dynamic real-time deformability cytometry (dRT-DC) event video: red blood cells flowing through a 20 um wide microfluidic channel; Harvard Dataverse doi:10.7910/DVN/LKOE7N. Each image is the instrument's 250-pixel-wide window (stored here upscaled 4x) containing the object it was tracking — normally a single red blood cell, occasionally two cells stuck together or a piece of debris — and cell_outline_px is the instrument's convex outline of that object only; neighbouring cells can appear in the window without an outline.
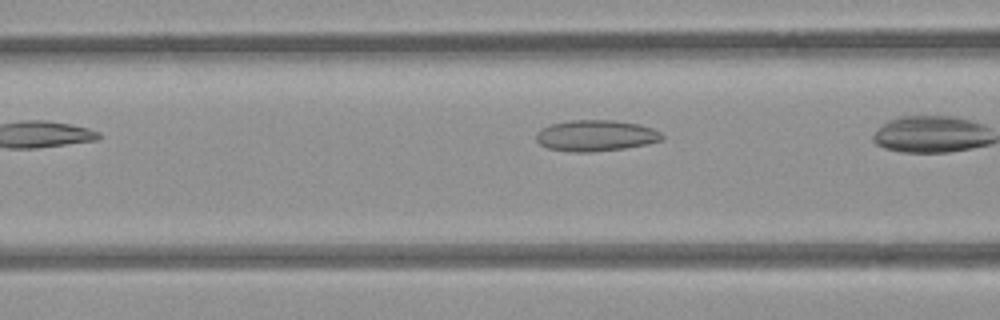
{"species": "common noctule bat (a hibernating species)", "species_latin": "Nyctalus noctula", "temperature_condition": "room temperature", "stored_images_in_passage": 9, "camera_frame_rate_fps": 3000, "um_per_image_px": 0.085, "animal": {"sex": "female", "body_mass_g": 21.9}, "frame": {"image": 1, "passage_image": 7, "time_ms": 2.0, "image_size_px": [1000, 320], "cell_outline_px": [[664, 140], [648, 144], [624, 148], [592, 152], [572, 152], [548, 148], [540, 144], [536, 140], [536, 132], [540, 128], [552, 124], [568, 120], [612, 120], [640, 124], [652, 128], [660, 132], [664, 136]], "centroid_in_image_um": [50.65, 11.52], "position_along_channel_um": 116.0, "area_um2": 23.0}}